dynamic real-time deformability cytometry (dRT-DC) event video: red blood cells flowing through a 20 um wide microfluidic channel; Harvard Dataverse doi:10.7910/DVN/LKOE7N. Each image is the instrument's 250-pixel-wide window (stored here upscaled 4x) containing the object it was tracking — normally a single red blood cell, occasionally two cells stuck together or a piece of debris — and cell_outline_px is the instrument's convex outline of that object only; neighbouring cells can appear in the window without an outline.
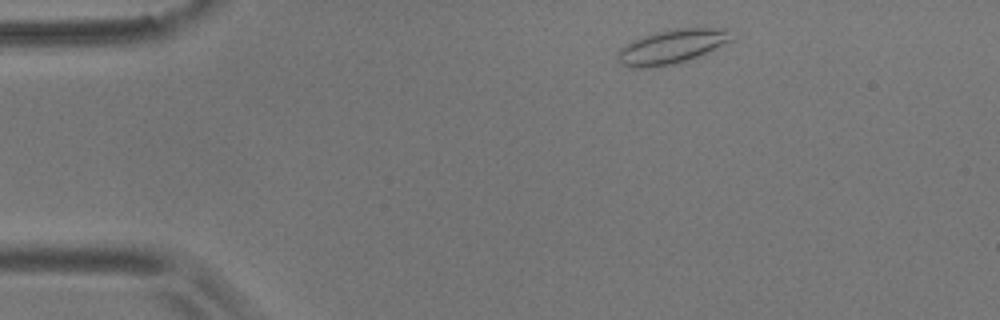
{"species": "common noctule bat (a hibernating species)", "species_latin": "Nyctalus noctula", "temperature_condition": "room temperature", "stored_images_in_passage": 3, "camera_frame_rate_fps": 3000, "um_per_image_px": 0.085, "animal": {"sex": "male", "body_mass_g": 17.9}, "frame": {"image": 1, "passage_image": 1, "time_ms": 0.0, "image_size_px": [1000, 320], "cell_outline_px": [[732, 40], [688, 60], [676, 64], [648, 68], [628, 68], [620, 64], [616, 60], [616, 56], [620, 48], [632, 40], [656, 32], [676, 28], [728, 28]], "centroid_in_image_um": [57.02, 3.98], "position_along_channel_um": 28.0, "area_um2": 22.66}}